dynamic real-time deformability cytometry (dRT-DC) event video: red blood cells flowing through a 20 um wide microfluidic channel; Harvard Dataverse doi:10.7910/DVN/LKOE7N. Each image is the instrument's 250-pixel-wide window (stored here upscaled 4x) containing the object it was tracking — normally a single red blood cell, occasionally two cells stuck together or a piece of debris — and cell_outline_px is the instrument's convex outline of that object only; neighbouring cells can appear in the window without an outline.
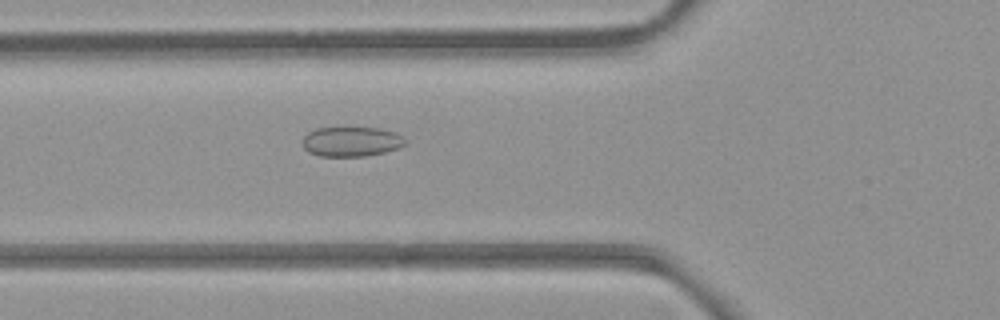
{"species": "common noctule bat (a hibernating species)", "species_latin": "Nyctalus noctula", "temperature_condition": "room temperature", "stored_images_in_passage": 52, "camera_frame_rate_fps": 3000, "um_per_image_px": 0.085, "animal": {"sex": "female", "body_mass_g": 21.9}, "frame": {"image": 1, "passage_image": 19, "time_ms": 6.0, "image_size_px": [1000, 320], "cell_outline_px": [[404, 144], [400, 148], [384, 152], [364, 156], [320, 156], [308, 152], [304, 148], [300, 140], [308, 132], [316, 128], [344, 124], [380, 128], [396, 132], [404, 136]], "centroid_in_image_um": [29.82, 11.97], "position_along_channel_um": 96.0, "area_um2": 18.84}}
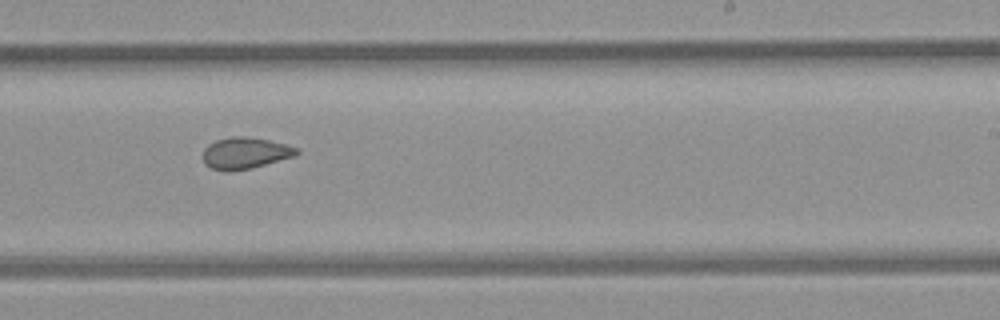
{"frame": {"image": 2, "passage_image": 32, "time_ms": 10.333, "image_size_px": [1000, 320], "cell_outline_px": [[300, 152], [296, 156], [252, 168], [228, 172], [224, 172], [212, 168], [204, 164], [204, 148], [208, 144], [216, 140], [232, 136], [244, 136], [268, 140], [300, 148]], "centroid_in_image_um": [20.85, 13.02], "position_along_channel_um": 268.1, "area_um2": 17.34}}
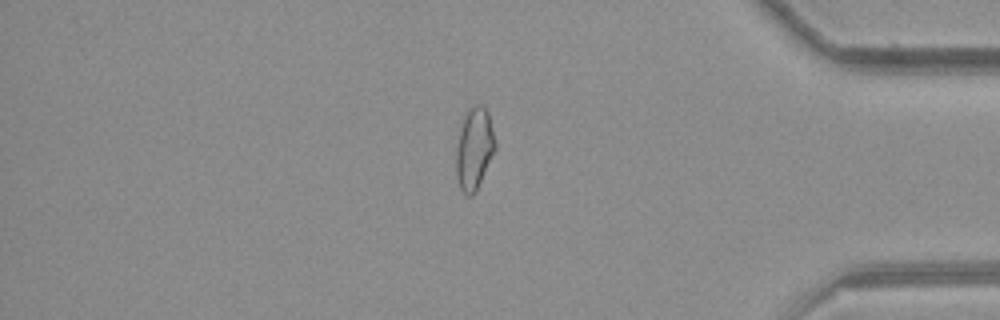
{"frame": {"image": 3, "passage_image": 44, "time_ms": 14.333, "image_size_px": [1000, 320], "cell_outline_px": [[496, 148], [476, 192], [472, 196], [468, 196], [460, 188], [456, 176], [456, 148], [464, 112], [472, 104], [480, 104], [488, 112], [496, 144]], "centroid_in_image_um": [40.3, 12.62], "position_along_channel_um": 394.9, "area_um2": 18.79}, "authors_computed_cell_mechanics": {"area_um2": 18.8139, "velocity_mm_per_s": 3.9544, "shape_relaxation_time_tau1_ms": null, "shape_relaxation_time_tau2_ms": 1.6162, "deformation_change_tau1": null, "deformation_change_tau2": 0.0633}}